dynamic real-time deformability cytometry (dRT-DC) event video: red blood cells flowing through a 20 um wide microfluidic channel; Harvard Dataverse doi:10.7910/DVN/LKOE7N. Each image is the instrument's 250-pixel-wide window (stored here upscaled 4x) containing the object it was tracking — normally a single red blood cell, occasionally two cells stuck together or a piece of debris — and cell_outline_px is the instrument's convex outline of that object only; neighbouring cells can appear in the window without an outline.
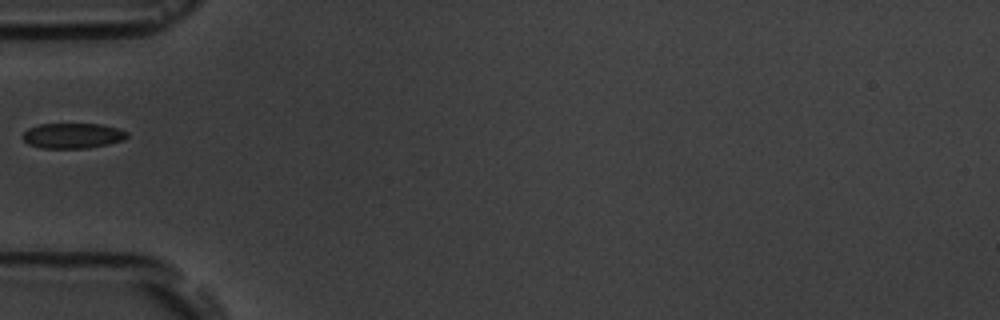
{"species": "common noctule bat (a hibernating species)", "species_latin": "Nyctalus noctula", "temperature_condition": "room temperature", "stored_images_in_passage": 1, "camera_frame_rate_fps": 3000, "um_per_image_px": 0.085, "animal": {"sex": "male", "body_mass_g": 19.5, "forearm_length_mm": 54.6}, "frame": {"image": 1, "passage_image": 1, "time_ms": 0.0, "image_size_px": [1000, 320], "cell_outline_px": [[128, 136], [124, 140], [108, 144], [88, 148], [40, 148], [28, 144], [20, 136], [28, 128], [40, 124], [100, 124], [116, 128], [128, 132]], "centroid_in_image_um": [6.15, 11.54], "position_along_channel_um": 78.8, "area_um2": 15.43}}